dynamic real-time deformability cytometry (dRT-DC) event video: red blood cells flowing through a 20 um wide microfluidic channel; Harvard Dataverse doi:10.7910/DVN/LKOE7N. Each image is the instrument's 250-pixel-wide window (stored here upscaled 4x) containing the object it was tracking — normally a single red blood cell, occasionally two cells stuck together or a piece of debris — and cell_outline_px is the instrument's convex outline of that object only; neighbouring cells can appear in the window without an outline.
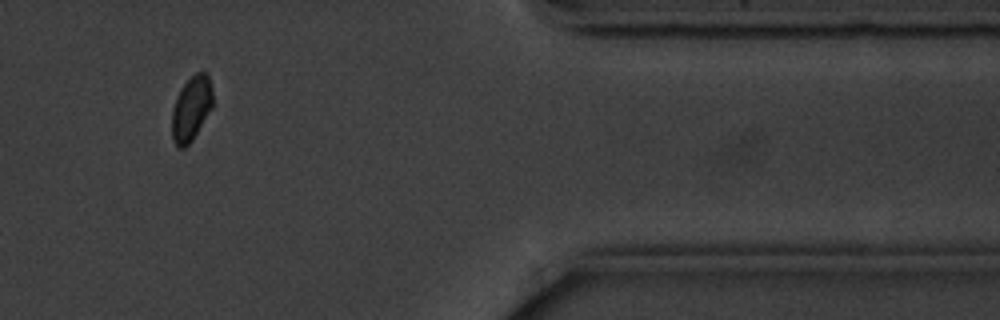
{"species": "common noctule bat (a hibernating species)", "species_latin": "Nyctalus noctula", "temperature_condition": "cold", "stored_images_in_passage": 12, "camera_frame_rate_fps": 3000, "um_per_image_px": 0.085, "animal": {"sex": "male", "body_mass_g": 20.1, "forearm_length_mm": 53.5}, "frame": {"image": 1, "passage_image": 10, "time_ms": 11.667, "image_size_px": [1000, 320], "cell_outline_px": [[212, 108], [192, 140], [184, 148], [176, 148], [172, 140], [172, 108], [176, 96], [184, 84], [196, 72], [204, 72], [208, 76], [212, 88]], "centroid_in_image_um": [16.24, 9.25], "position_along_channel_um": 395.2, "area_um2": 15.37}, "authors_computed_cell_mechanics": {"area_um2": 16.7042, "velocity_mm_per_s": 3.5471, "shape_relaxation_time_tau1_ms": 1.4933, "shape_relaxation_time_tau2_ms": null, "deformation_change_tau1": 0.0419, "deformation_change_tau2": null}}